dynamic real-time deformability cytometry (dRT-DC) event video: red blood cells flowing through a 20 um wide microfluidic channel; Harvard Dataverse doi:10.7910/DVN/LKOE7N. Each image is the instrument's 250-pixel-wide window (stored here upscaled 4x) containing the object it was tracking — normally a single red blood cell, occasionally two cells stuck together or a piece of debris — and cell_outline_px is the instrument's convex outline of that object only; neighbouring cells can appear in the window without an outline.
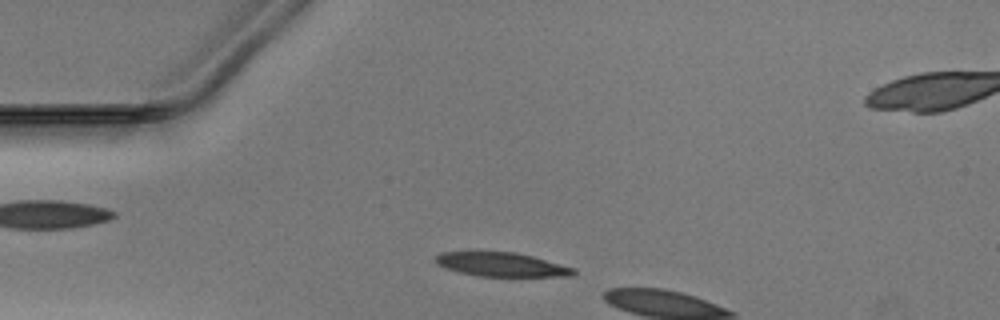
{"species": "Egyptian fruit bat (a non-hibernating species)", "species_latin": "Rousettus aegyptiacus", "temperature_condition": "warm", "stored_images_in_passage": 7, "camera_frame_rate_fps": 3000, "um_per_image_px": 0.085, "animal": {"sex": "male"}, "frame": {"image": 1, "passage_image": 4, "time_ms": 1.0, "image_size_px": [1000, 320], "cell_outline_px": [[576, 272], [572, 276], [476, 276], [460, 272], [436, 264], [432, 260], [440, 252], [516, 252], [532, 256], [576, 268]], "centroid_in_image_um": [42.63, 22.48], "position_along_channel_um": 42.4, "area_um2": 19.25}}